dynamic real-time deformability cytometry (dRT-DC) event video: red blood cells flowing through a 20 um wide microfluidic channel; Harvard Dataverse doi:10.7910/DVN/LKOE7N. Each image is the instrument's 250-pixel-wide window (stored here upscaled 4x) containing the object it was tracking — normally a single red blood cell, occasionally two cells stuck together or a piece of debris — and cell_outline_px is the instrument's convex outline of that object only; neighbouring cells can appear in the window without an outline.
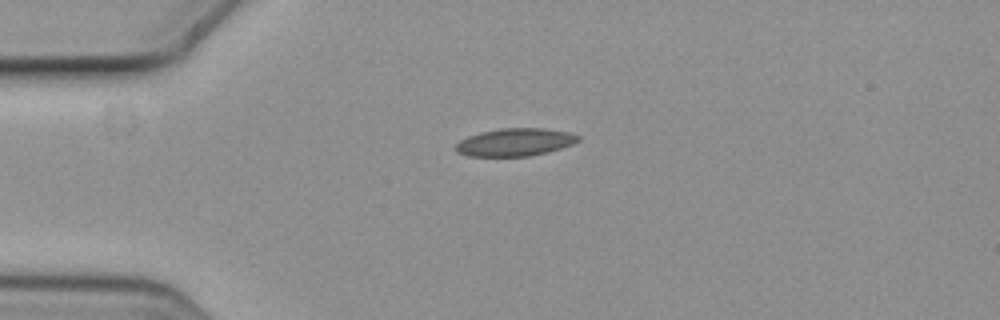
{"species": "common noctule bat (a hibernating species)", "species_latin": "Nyctalus noctula", "temperature_condition": "cold", "stored_images_in_passage": 2, "camera_frame_rate_fps": 3000, "um_per_image_px": 0.085, "animal": {"sex": "female", "body_mass_g": 19.3, "forearm_length_mm": 54.1}, "frame": {"image": 1, "passage_image": 1, "time_ms": 0.0, "image_size_px": [1000, 320], "cell_outline_px": [[580, 140], [572, 144], [548, 152], [528, 156], [468, 156], [456, 152], [456, 144], [460, 140], [468, 136], [480, 132], [500, 128], [544, 128], [572, 132], [580, 136]], "centroid_in_image_um": [43.79, 12.08], "position_along_channel_um": 41.2, "area_um2": 19.88}}